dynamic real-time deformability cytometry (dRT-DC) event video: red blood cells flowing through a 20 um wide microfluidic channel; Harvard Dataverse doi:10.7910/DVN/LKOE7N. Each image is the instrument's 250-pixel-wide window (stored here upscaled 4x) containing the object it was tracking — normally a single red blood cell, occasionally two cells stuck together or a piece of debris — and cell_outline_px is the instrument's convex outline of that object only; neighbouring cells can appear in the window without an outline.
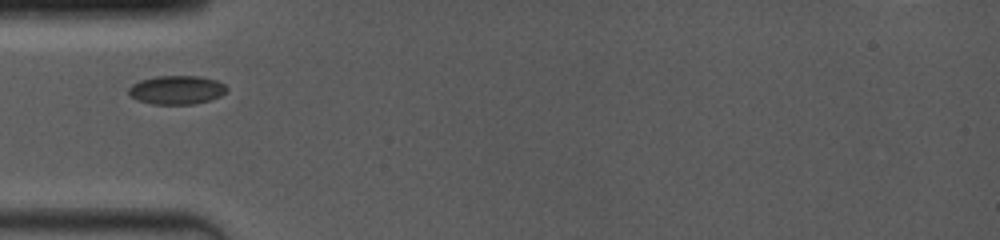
{"species": "common noctule bat (a hibernating species)", "species_latin": "Nyctalus noctula", "temperature_condition": "room temperature", "stored_images_in_passage": 3, "camera_frame_rate_fps": 4000, "um_per_image_px": 0.085, "animal": {"sex": "female", "body_mass_g": 19.0, "forearm_length_mm": 53.3}, "frame": {"image": 1, "passage_image": 2, "time_ms": 1.0, "image_size_px": [1000, 240], "cell_outline_px": [[228, 88], [220, 96], [208, 100], [192, 104], [152, 104], [136, 100], [128, 92], [128, 88], [132, 84], [140, 80], [156, 76], [200, 76], [216, 80], [224, 84]], "centroid_in_image_um": [14.99, 7.64], "position_along_channel_um": 70.0, "area_um2": 16.36}}
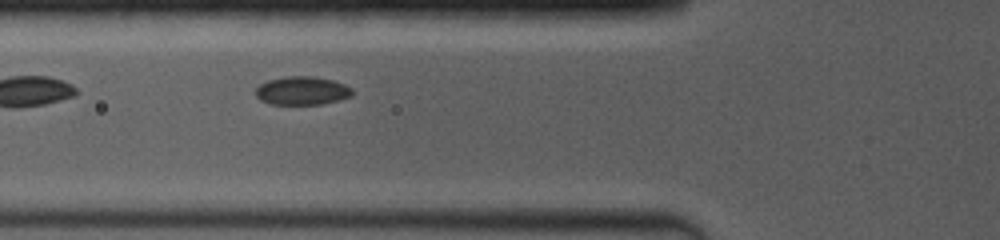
{"frame": {"image": 2, "passage_image": 3, "time_ms": 1.75, "image_size_px": [1000, 240], "cell_outline_px": [[352, 96], [340, 100], [320, 104], [272, 104], [260, 100], [256, 96], [256, 88], [260, 84], [268, 80], [288, 76], [312, 76], [332, 80], [344, 84], [352, 88]], "centroid_in_image_um": [25.68, 7.71], "position_along_channel_um": 100.1, "area_um2": 15.95}}